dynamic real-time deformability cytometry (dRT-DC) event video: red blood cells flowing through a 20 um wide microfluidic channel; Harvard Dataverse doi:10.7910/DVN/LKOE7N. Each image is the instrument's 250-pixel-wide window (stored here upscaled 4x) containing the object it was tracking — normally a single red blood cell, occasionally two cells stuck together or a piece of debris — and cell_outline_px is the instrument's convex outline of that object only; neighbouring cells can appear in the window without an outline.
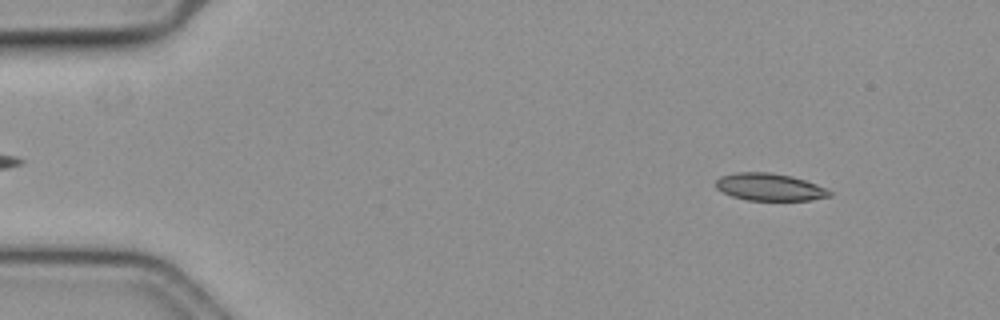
{"species": "common noctule bat (a hibernating species)", "species_latin": "Nyctalus noctula", "temperature_condition": "cold", "stored_images_in_passage": 21, "camera_frame_rate_fps": 3000, "um_per_image_px": 0.085, "animal": {"sex": "female", "body_mass_g": 19.3, "forearm_length_mm": 54.1}, "frame": {"image": 1, "passage_image": 7, "time_ms": 2.0, "image_size_px": [1000, 320], "cell_outline_px": [[832, 196], [808, 200], [748, 200], [732, 196], [716, 188], [716, 180], [720, 176], [736, 172], [768, 172], [788, 176], [804, 180], [816, 184], [832, 192]], "centroid_in_image_um": [65.39, 15.9], "position_along_channel_um": 19.6, "area_um2": 17.86}}
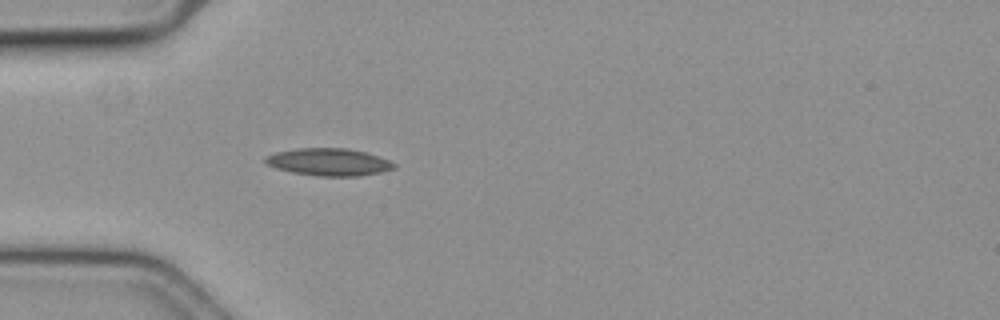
{"frame": {"image": 2, "passage_image": 18, "time_ms": 5.667, "image_size_px": [1000, 320], "cell_outline_px": [[396, 168], [380, 172], [360, 176], [320, 176], [292, 172], [276, 168], [268, 164], [264, 160], [264, 156], [276, 152], [296, 148], [348, 148], [364, 152], [388, 160], [396, 164]], "centroid_in_image_um": [27.93, 13.77], "position_along_channel_um": 57.1, "area_um2": 20.4}}